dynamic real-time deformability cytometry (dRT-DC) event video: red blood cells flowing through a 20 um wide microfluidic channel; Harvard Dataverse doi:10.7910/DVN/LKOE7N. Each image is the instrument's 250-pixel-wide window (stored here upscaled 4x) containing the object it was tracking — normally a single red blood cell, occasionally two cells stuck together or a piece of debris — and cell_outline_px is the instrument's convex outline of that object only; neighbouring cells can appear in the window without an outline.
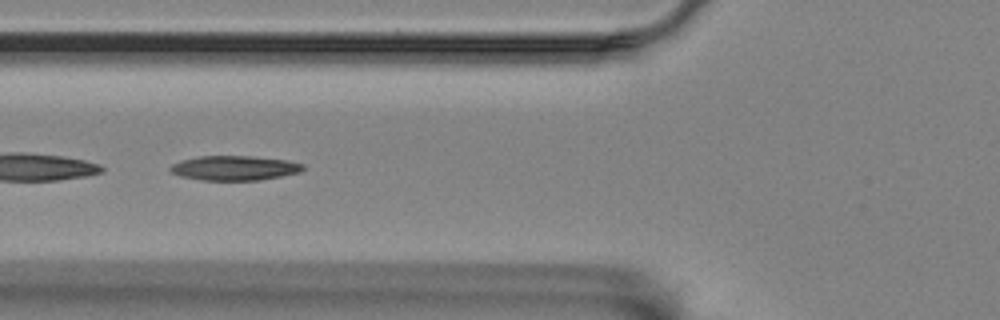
{"species": "Egyptian fruit bat (a non-hibernating species)", "species_latin": "Rousettus aegyptiacus", "temperature_condition": "room temperature", "stored_images_in_passage": 6, "camera_frame_rate_fps": 3000, "um_per_image_px": 0.085, "animal": {"sex": "female"}, "frame": {"image": 1, "passage_image": 5, "time_ms": 4.667, "image_size_px": [1000, 320], "cell_outline_px": [[304, 168], [300, 172], [260, 180], [200, 180], [180, 176], [172, 172], [168, 168], [172, 164], [180, 160], [200, 156], [252, 156], [288, 160], [304, 164]], "centroid_in_image_um": [19.92, 14.28], "position_along_channel_um": 105.9, "area_um2": 19.07}}